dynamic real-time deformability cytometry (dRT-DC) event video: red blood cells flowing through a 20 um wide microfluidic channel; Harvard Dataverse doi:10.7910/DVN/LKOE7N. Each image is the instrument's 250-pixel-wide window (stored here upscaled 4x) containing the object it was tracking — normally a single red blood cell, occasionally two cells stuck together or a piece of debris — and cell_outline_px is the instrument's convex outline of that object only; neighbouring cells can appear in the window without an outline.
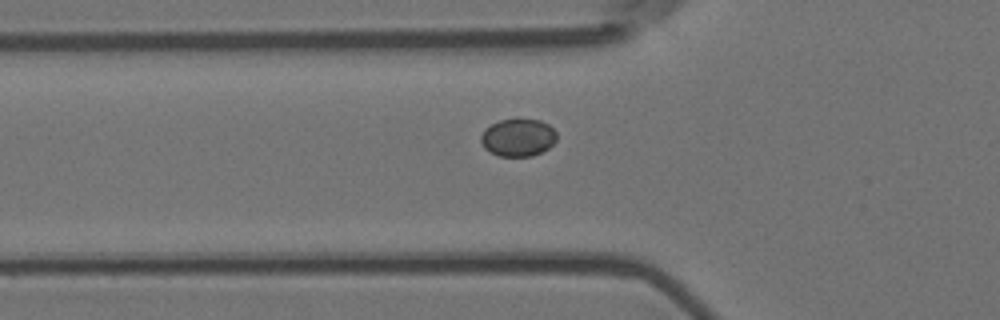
{"species": "Egyptian fruit bat (a non-hibernating species)", "species_latin": "Rousettus aegyptiacus", "temperature_condition": "room temperature", "stored_images_in_passage": 39, "camera_frame_rate_fps": 3000, "um_per_image_px": 0.085, "animal": {"sex": "female"}, "frame": {"image": 1, "passage_image": 9, "time_ms": 2.667, "image_size_px": [1000, 320], "cell_outline_px": [[556, 140], [548, 148], [532, 156], [500, 156], [484, 148], [480, 140], [480, 136], [484, 128], [500, 120], [516, 116], [540, 120], [548, 124], [556, 132]], "centroid_in_image_um": [44.02, 11.64], "position_along_channel_um": 81.8, "area_um2": 16.99}}
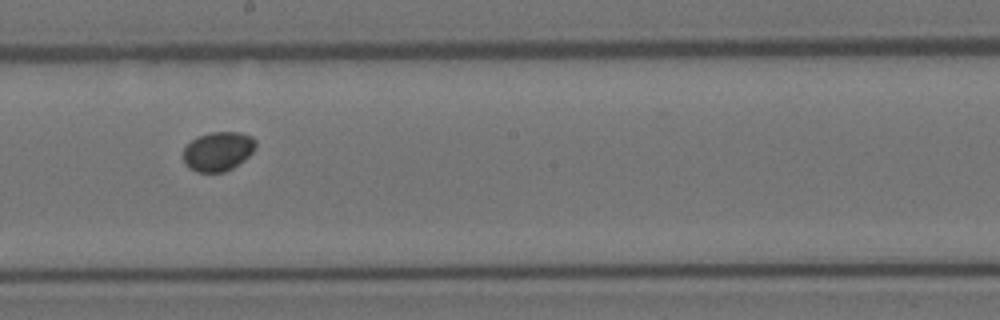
{"frame": {"image": 2, "passage_image": 21, "time_ms": 6.667, "image_size_px": [1000, 320], "cell_outline_px": [[256, 148], [244, 160], [232, 168], [224, 172], [196, 172], [188, 168], [184, 164], [184, 148], [196, 136], [212, 132], [240, 132], [252, 136], [256, 140]], "centroid_in_image_um": [18.54, 12.86], "position_along_channel_um": 229.7, "area_um2": 16.7}}
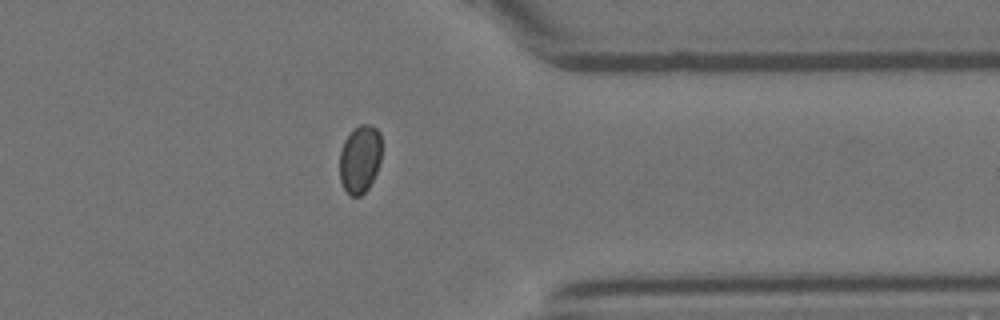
{"frame": {"image": 3, "passage_image": 34, "time_ms": 11.0, "image_size_px": [1000, 320], "cell_outline_px": [[380, 160], [376, 172], [368, 188], [360, 196], [352, 196], [344, 188], [340, 180], [340, 152], [344, 140], [360, 124], [368, 124], [376, 128], [380, 132]], "centroid_in_image_um": [30.59, 13.52], "position_along_channel_um": 380.8, "area_um2": 16.36}}